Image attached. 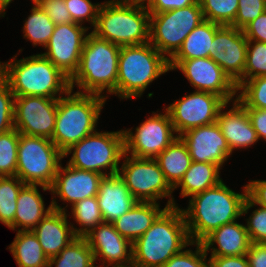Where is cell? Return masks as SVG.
Instances as JSON below:
<instances>
[{
    "label": "cell",
    "instance_id": "obj_1",
    "mask_svg": "<svg viewBox=\"0 0 266 267\" xmlns=\"http://www.w3.org/2000/svg\"><path fill=\"white\" fill-rule=\"evenodd\" d=\"M247 197V185L243 186V193H236L223 180L191 196L188 207L181 208L191 242H201L213 230L242 217Z\"/></svg>",
    "mask_w": 266,
    "mask_h": 267
},
{
    "label": "cell",
    "instance_id": "obj_2",
    "mask_svg": "<svg viewBox=\"0 0 266 267\" xmlns=\"http://www.w3.org/2000/svg\"><path fill=\"white\" fill-rule=\"evenodd\" d=\"M193 246L180 207L166 208L152 226L132 243V265L163 267L185 247Z\"/></svg>",
    "mask_w": 266,
    "mask_h": 267
},
{
    "label": "cell",
    "instance_id": "obj_3",
    "mask_svg": "<svg viewBox=\"0 0 266 267\" xmlns=\"http://www.w3.org/2000/svg\"><path fill=\"white\" fill-rule=\"evenodd\" d=\"M0 61V76L14 96L60 98L70 90V79L41 53Z\"/></svg>",
    "mask_w": 266,
    "mask_h": 267
},
{
    "label": "cell",
    "instance_id": "obj_4",
    "mask_svg": "<svg viewBox=\"0 0 266 267\" xmlns=\"http://www.w3.org/2000/svg\"><path fill=\"white\" fill-rule=\"evenodd\" d=\"M120 49L121 46L90 32L82 49L77 72L70 79V89L74 91L76 86L79 89L76 92L97 94L107 99L112 94L117 96Z\"/></svg>",
    "mask_w": 266,
    "mask_h": 267
},
{
    "label": "cell",
    "instance_id": "obj_5",
    "mask_svg": "<svg viewBox=\"0 0 266 267\" xmlns=\"http://www.w3.org/2000/svg\"><path fill=\"white\" fill-rule=\"evenodd\" d=\"M107 98L69 90L58 98L52 141L64 153L73 144L98 129L97 123Z\"/></svg>",
    "mask_w": 266,
    "mask_h": 267
},
{
    "label": "cell",
    "instance_id": "obj_6",
    "mask_svg": "<svg viewBox=\"0 0 266 267\" xmlns=\"http://www.w3.org/2000/svg\"><path fill=\"white\" fill-rule=\"evenodd\" d=\"M92 30L99 38L119 46L145 44L149 42L150 13L129 0L104 1Z\"/></svg>",
    "mask_w": 266,
    "mask_h": 267
},
{
    "label": "cell",
    "instance_id": "obj_7",
    "mask_svg": "<svg viewBox=\"0 0 266 267\" xmlns=\"http://www.w3.org/2000/svg\"><path fill=\"white\" fill-rule=\"evenodd\" d=\"M169 71V60L150 42L121 46L118 59L117 96L121 100L140 98L154 80Z\"/></svg>",
    "mask_w": 266,
    "mask_h": 267
},
{
    "label": "cell",
    "instance_id": "obj_8",
    "mask_svg": "<svg viewBox=\"0 0 266 267\" xmlns=\"http://www.w3.org/2000/svg\"><path fill=\"white\" fill-rule=\"evenodd\" d=\"M125 153L123 129L118 131H95L73 144L63 154L67 164L82 170L105 175L119 172V162ZM105 170V171H104ZM108 170V171H107Z\"/></svg>",
    "mask_w": 266,
    "mask_h": 267
},
{
    "label": "cell",
    "instance_id": "obj_9",
    "mask_svg": "<svg viewBox=\"0 0 266 267\" xmlns=\"http://www.w3.org/2000/svg\"><path fill=\"white\" fill-rule=\"evenodd\" d=\"M63 158L51 139L19 133L16 176L23 183L50 192Z\"/></svg>",
    "mask_w": 266,
    "mask_h": 267
},
{
    "label": "cell",
    "instance_id": "obj_10",
    "mask_svg": "<svg viewBox=\"0 0 266 267\" xmlns=\"http://www.w3.org/2000/svg\"><path fill=\"white\" fill-rule=\"evenodd\" d=\"M122 159L124 161L119 167L118 174L139 202L159 203L160 199L167 197L165 207H178L172 195L174 190L166 181L155 159L137 158L125 153Z\"/></svg>",
    "mask_w": 266,
    "mask_h": 267
},
{
    "label": "cell",
    "instance_id": "obj_11",
    "mask_svg": "<svg viewBox=\"0 0 266 267\" xmlns=\"http://www.w3.org/2000/svg\"><path fill=\"white\" fill-rule=\"evenodd\" d=\"M203 21L198 0L181 9L150 14L149 42L169 60L184 39Z\"/></svg>",
    "mask_w": 266,
    "mask_h": 267
},
{
    "label": "cell",
    "instance_id": "obj_12",
    "mask_svg": "<svg viewBox=\"0 0 266 267\" xmlns=\"http://www.w3.org/2000/svg\"><path fill=\"white\" fill-rule=\"evenodd\" d=\"M156 112L152 111L151 116L134 129V133L133 128L123 130L125 154L155 159L178 137L165 107L164 114Z\"/></svg>",
    "mask_w": 266,
    "mask_h": 267
},
{
    "label": "cell",
    "instance_id": "obj_13",
    "mask_svg": "<svg viewBox=\"0 0 266 267\" xmlns=\"http://www.w3.org/2000/svg\"><path fill=\"white\" fill-rule=\"evenodd\" d=\"M226 103L216 94L195 90L183 98L176 99L165 109L176 135L179 136L189 129L215 123L220 109Z\"/></svg>",
    "mask_w": 266,
    "mask_h": 267
},
{
    "label": "cell",
    "instance_id": "obj_14",
    "mask_svg": "<svg viewBox=\"0 0 266 267\" xmlns=\"http://www.w3.org/2000/svg\"><path fill=\"white\" fill-rule=\"evenodd\" d=\"M169 68L170 71L180 70L197 91L216 94L226 102H232L237 98L236 84L210 57L169 59Z\"/></svg>",
    "mask_w": 266,
    "mask_h": 267
},
{
    "label": "cell",
    "instance_id": "obj_15",
    "mask_svg": "<svg viewBox=\"0 0 266 267\" xmlns=\"http://www.w3.org/2000/svg\"><path fill=\"white\" fill-rule=\"evenodd\" d=\"M58 98L15 96L14 128L21 134L52 139Z\"/></svg>",
    "mask_w": 266,
    "mask_h": 267
},
{
    "label": "cell",
    "instance_id": "obj_16",
    "mask_svg": "<svg viewBox=\"0 0 266 267\" xmlns=\"http://www.w3.org/2000/svg\"><path fill=\"white\" fill-rule=\"evenodd\" d=\"M91 27L77 23L55 25L46 52L41 53L49 59L69 79L77 72L84 48L87 31Z\"/></svg>",
    "mask_w": 266,
    "mask_h": 267
},
{
    "label": "cell",
    "instance_id": "obj_17",
    "mask_svg": "<svg viewBox=\"0 0 266 267\" xmlns=\"http://www.w3.org/2000/svg\"><path fill=\"white\" fill-rule=\"evenodd\" d=\"M248 40L241 29L221 26L213 38L210 58L236 84L237 88L244 82Z\"/></svg>",
    "mask_w": 266,
    "mask_h": 267
},
{
    "label": "cell",
    "instance_id": "obj_18",
    "mask_svg": "<svg viewBox=\"0 0 266 267\" xmlns=\"http://www.w3.org/2000/svg\"><path fill=\"white\" fill-rule=\"evenodd\" d=\"M102 178L103 175L100 173L71 167L67 163L63 167L61 163L50 186V193L54 195L51 201L53 209L67 211L66 207H68L66 205L62 208L54 197L73 206L76 202L85 198L97 196Z\"/></svg>",
    "mask_w": 266,
    "mask_h": 267
},
{
    "label": "cell",
    "instance_id": "obj_19",
    "mask_svg": "<svg viewBox=\"0 0 266 267\" xmlns=\"http://www.w3.org/2000/svg\"><path fill=\"white\" fill-rule=\"evenodd\" d=\"M186 144L192 161L218 165L221 169L232 152L215 122L195 127L179 135Z\"/></svg>",
    "mask_w": 266,
    "mask_h": 267
},
{
    "label": "cell",
    "instance_id": "obj_20",
    "mask_svg": "<svg viewBox=\"0 0 266 267\" xmlns=\"http://www.w3.org/2000/svg\"><path fill=\"white\" fill-rule=\"evenodd\" d=\"M93 251L95 263L100 267H126L132 265V243L114 228L112 223L103 222L86 236ZM107 264V265H106Z\"/></svg>",
    "mask_w": 266,
    "mask_h": 267
},
{
    "label": "cell",
    "instance_id": "obj_21",
    "mask_svg": "<svg viewBox=\"0 0 266 267\" xmlns=\"http://www.w3.org/2000/svg\"><path fill=\"white\" fill-rule=\"evenodd\" d=\"M227 102L219 111L216 123L227 140L231 152L247 149L259 141L246 108L236 99L232 108L227 109ZM227 109V111H226ZM225 110V111H224Z\"/></svg>",
    "mask_w": 266,
    "mask_h": 267
},
{
    "label": "cell",
    "instance_id": "obj_22",
    "mask_svg": "<svg viewBox=\"0 0 266 267\" xmlns=\"http://www.w3.org/2000/svg\"><path fill=\"white\" fill-rule=\"evenodd\" d=\"M97 201L103 220L108 223L117 220L138 202L118 173L103 176L99 183Z\"/></svg>",
    "mask_w": 266,
    "mask_h": 267
},
{
    "label": "cell",
    "instance_id": "obj_23",
    "mask_svg": "<svg viewBox=\"0 0 266 267\" xmlns=\"http://www.w3.org/2000/svg\"><path fill=\"white\" fill-rule=\"evenodd\" d=\"M67 217V211L53 209L32 230L49 259L58 255L76 238Z\"/></svg>",
    "mask_w": 266,
    "mask_h": 267
},
{
    "label": "cell",
    "instance_id": "obj_24",
    "mask_svg": "<svg viewBox=\"0 0 266 267\" xmlns=\"http://www.w3.org/2000/svg\"><path fill=\"white\" fill-rule=\"evenodd\" d=\"M201 244L207 254L211 251L210 256H242L247 253L251 240L245 225L236 220L213 230Z\"/></svg>",
    "mask_w": 266,
    "mask_h": 267
},
{
    "label": "cell",
    "instance_id": "obj_25",
    "mask_svg": "<svg viewBox=\"0 0 266 267\" xmlns=\"http://www.w3.org/2000/svg\"><path fill=\"white\" fill-rule=\"evenodd\" d=\"M39 186L25 184L22 187L16 202L14 222L8 227L9 229L15 231L33 230L53 210L51 203L45 209L44 198L40 194Z\"/></svg>",
    "mask_w": 266,
    "mask_h": 267
},
{
    "label": "cell",
    "instance_id": "obj_26",
    "mask_svg": "<svg viewBox=\"0 0 266 267\" xmlns=\"http://www.w3.org/2000/svg\"><path fill=\"white\" fill-rule=\"evenodd\" d=\"M160 203L137 202L127 213L113 221L114 228L131 243L140 238L166 209Z\"/></svg>",
    "mask_w": 266,
    "mask_h": 267
},
{
    "label": "cell",
    "instance_id": "obj_27",
    "mask_svg": "<svg viewBox=\"0 0 266 267\" xmlns=\"http://www.w3.org/2000/svg\"><path fill=\"white\" fill-rule=\"evenodd\" d=\"M221 168L218 165L206 162H191L183 178L173 188L180 187V197L190 198L206 189L218 185L223 179L220 177Z\"/></svg>",
    "mask_w": 266,
    "mask_h": 267
},
{
    "label": "cell",
    "instance_id": "obj_28",
    "mask_svg": "<svg viewBox=\"0 0 266 267\" xmlns=\"http://www.w3.org/2000/svg\"><path fill=\"white\" fill-rule=\"evenodd\" d=\"M155 160L172 188L183 178L192 162L187 146L179 136Z\"/></svg>",
    "mask_w": 266,
    "mask_h": 267
},
{
    "label": "cell",
    "instance_id": "obj_29",
    "mask_svg": "<svg viewBox=\"0 0 266 267\" xmlns=\"http://www.w3.org/2000/svg\"><path fill=\"white\" fill-rule=\"evenodd\" d=\"M222 25L204 20L184 39L181 47L170 59H195L210 57L215 32Z\"/></svg>",
    "mask_w": 266,
    "mask_h": 267
},
{
    "label": "cell",
    "instance_id": "obj_30",
    "mask_svg": "<svg viewBox=\"0 0 266 267\" xmlns=\"http://www.w3.org/2000/svg\"><path fill=\"white\" fill-rule=\"evenodd\" d=\"M8 247L19 267L48 266L49 258L32 230L17 231L14 241Z\"/></svg>",
    "mask_w": 266,
    "mask_h": 267
},
{
    "label": "cell",
    "instance_id": "obj_31",
    "mask_svg": "<svg viewBox=\"0 0 266 267\" xmlns=\"http://www.w3.org/2000/svg\"><path fill=\"white\" fill-rule=\"evenodd\" d=\"M49 267H96L94 254L85 237L74 238L58 255L49 259Z\"/></svg>",
    "mask_w": 266,
    "mask_h": 267
},
{
    "label": "cell",
    "instance_id": "obj_32",
    "mask_svg": "<svg viewBox=\"0 0 266 267\" xmlns=\"http://www.w3.org/2000/svg\"><path fill=\"white\" fill-rule=\"evenodd\" d=\"M30 12L23 23V38L30 40L34 47L40 45L44 48L53 34L55 24L35 1Z\"/></svg>",
    "mask_w": 266,
    "mask_h": 267
},
{
    "label": "cell",
    "instance_id": "obj_33",
    "mask_svg": "<svg viewBox=\"0 0 266 267\" xmlns=\"http://www.w3.org/2000/svg\"><path fill=\"white\" fill-rule=\"evenodd\" d=\"M71 218L80 226L72 225L76 237H85L93 228L104 222L97 196L85 198L71 206Z\"/></svg>",
    "mask_w": 266,
    "mask_h": 267
},
{
    "label": "cell",
    "instance_id": "obj_34",
    "mask_svg": "<svg viewBox=\"0 0 266 267\" xmlns=\"http://www.w3.org/2000/svg\"><path fill=\"white\" fill-rule=\"evenodd\" d=\"M25 185L15 176H0V222L9 227L14 222L16 202Z\"/></svg>",
    "mask_w": 266,
    "mask_h": 267
},
{
    "label": "cell",
    "instance_id": "obj_35",
    "mask_svg": "<svg viewBox=\"0 0 266 267\" xmlns=\"http://www.w3.org/2000/svg\"><path fill=\"white\" fill-rule=\"evenodd\" d=\"M204 20L230 26L238 11L239 0H198Z\"/></svg>",
    "mask_w": 266,
    "mask_h": 267
},
{
    "label": "cell",
    "instance_id": "obj_36",
    "mask_svg": "<svg viewBox=\"0 0 266 267\" xmlns=\"http://www.w3.org/2000/svg\"><path fill=\"white\" fill-rule=\"evenodd\" d=\"M237 91L236 99L245 108L266 109V76L244 81Z\"/></svg>",
    "mask_w": 266,
    "mask_h": 267
},
{
    "label": "cell",
    "instance_id": "obj_37",
    "mask_svg": "<svg viewBox=\"0 0 266 267\" xmlns=\"http://www.w3.org/2000/svg\"><path fill=\"white\" fill-rule=\"evenodd\" d=\"M19 132L14 128L0 134V176H15Z\"/></svg>",
    "mask_w": 266,
    "mask_h": 267
},
{
    "label": "cell",
    "instance_id": "obj_38",
    "mask_svg": "<svg viewBox=\"0 0 266 267\" xmlns=\"http://www.w3.org/2000/svg\"><path fill=\"white\" fill-rule=\"evenodd\" d=\"M255 210L252 211L251 215L245 220L246 230L248 232L251 243H266V208L257 205L249 196L246 198L242 215L249 213L251 208L256 206Z\"/></svg>",
    "mask_w": 266,
    "mask_h": 267
},
{
    "label": "cell",
    "instance_id": "obj_39",
    "mask_svg": "<svg viewBox=\"0 0 266 267\" xmlns=\"http://www.w3.org/2000/svg\"><path fill=\"white\" fill-rule=\"evenodd\" d=\"M266 76V43L248 41L244 81Z\"/></svg>",
    "mask_w": 266,
    "mask_h": 267
},
{
    "label": "cell",
    "instance_id": "obj_40",
    "mask_svg": "<svg viewBox=\"0 0 266 267\" xmlns=\"http://www.w3.org/2000/svg\"><path fill=\"white\" fill-rule=\"evenodd\" d=\"M193 245L195 246L194 251L185 247V250L172 256L163 267H210L208 254L201 242H193Z\"/></svg>",
    "mask_w": 266,
    "mask_h": 267
},
{
    "label": "cell",
    "instance_id": "obj_41",
    "mask_svg": "<svg viewBox=\"0 0 266 267\" xmlns=\"http://www.w3.org/2000/svg\"><path fill=\"white\" fill-rule=\"evenodd\" d=\"M64 1L74 23L84 25L83 23L88 22L94 28L102 3H92L90 0Z\"/></svg>",
    "mask_w": 266,
    "mask_h": 267
},
{
    "label": "cell",
    "instance_id": "obj_42",
    "mask_svg": "<svg viewBox=\"0 0 266 267\" xmlns=\"http://www.w3.org/2000/svg\"><path fill=\"white\" fill-rule=\"evenodd\" d=\"M14 94L0 76V134L14 129Z\"/></svg>",
    "mask_w": 266,
    "mask_h": 267
},
{
    "label": "cell",
    "instance_id": "obj_43",
    "mask_svg": "<svg viewBox=\"0 0 266 267\" xmlns=\"http://www.w3.org/2000/svg\"><path fill=\"white\" fill-rule=\"evenodd\" d=\"M264 11H266V3L263 0H239L236 18L230 26L242 30Z\"/></svg>",
    "mask_w": 266,
    "mask_h": 267
},
{
    "label": "cell",
    "instance_id": "obj_44",
    "mask_svg": "<svg viewBox=\"0 0 266 267\" xmlns=\"http://www.w3.org/2000/svg\"><path fill=\"white\" fill-rule=\"evenodd\" d=\"M55 25L74 23L64 0H35Z\"/></svg>",
    "mask_w": 266,
    "mask_h": 267
},
{
    "label": "cell",
    "instance_id": "obj_45",
    "mask_svg": "<svg viewBox=\"0 0 266 267\" xmlns=\"http://www.w3.org/2000/svg\"><path fill=\"white\" fill-rule=\"evenodd\" d=\"M248 41L266 43V11L242 29Z\"/></svg>",
    "mask_w": 266,
    "mask_h": 267
},
{
    "label": "cell",
    "instance_id": "obj_46",
    "mask_svg": "<svg viewBox=\"0 0 266 267\" xmlns=\"http://www.w3.org/2000/svg\"><path fill=\"white\" fill-rule=\"evenodd\" d=\"M197 0H155L147 9L150 14L162 13L193 5Z\"/></svg>",
    "mask_w": 266,
    "mask_h": 267
},
{
    "label": "cell",
    "instance_id": "obj_47",
    "mask_svg": "<svg viewBox=\"0 0 266 267\" xmlns=\"http://www.w3.org/2000/svg\"><path fill=\"white\" fill-rule=\"evenodd\" d=\"M210 267H249L246 254L242 256H210Z\"/></svg>",
    "mask_w": 266,
    "mask_h": 267
},
{
    "label": "cell",
    "instance_id": "obj_48",
    "mask_svg": "<svg viewBox=\"0 0 266 267\" xmlns=\"http://www.w3.org/2000/svg\"><path fill=\"white\" fill-rule=\"evenodd\" d=\"M257 136L266 141V109L246 108Z\"/></svg>",
    "mask_w": 266,
    "mask_h": 267
},
{
    "label": "cell",
    "instance_id": "obj_49",
    "mask_svg": "<svg viewBox=\"0 0 266 267\" xmlns=\"http://www.w3.org/2000/svg\"><path fill=\"white\" fill-rule=\"evenodd\" d=\"M246 256L249 267H266V243H251Z\"/></svg>",
    "mask_w": 266,
    "mask_h": 267
},
{
    "label": "cell",
    "instance_id": "obj_50",
    "mask_svg": "<svg viewBox=\"0 0 266 267\" xmlns=\"http://www.w3.org/2000/svg\"><path fill=\"white\" fill-rule=\"evenodd\" d=\"M246 185L248 196L257 205L266 208V180H250Z\"/></svg>",
    "mask_w": 266,
    "mask_h": 267
},
{
    "label": "cell",
    "instance_id": "obj_51",
    "mask_svg": "<svg viewBox=\"0 0 266 267\" xmlns=\"http://www.w3.org/2000/svg\"><path fill=\"white\" fill-rule=\"evenodd\" d=\"M131 3L136 4L137 6H140L142 8L148 9L155 0H129Z\"/></svg>",
    "mask_w": 266,
    "mask_h": 267
},
{
    "label": "cell",
    "instance_id": "obj_52",
    "mask_svg": "<svg viewBox=\"0 0 266 267\" xmlns=\"http://www.w3.org/2000/svg\"><path fill=\"white\" fill-rule=\"evenodd\" d=\"M13 0H0V17H5L7 7L12 3ZM35 0H31L33 2Z\"/></svg>",
    "mask_w": 266,
    "mask_h": 267
}]
</instances>
